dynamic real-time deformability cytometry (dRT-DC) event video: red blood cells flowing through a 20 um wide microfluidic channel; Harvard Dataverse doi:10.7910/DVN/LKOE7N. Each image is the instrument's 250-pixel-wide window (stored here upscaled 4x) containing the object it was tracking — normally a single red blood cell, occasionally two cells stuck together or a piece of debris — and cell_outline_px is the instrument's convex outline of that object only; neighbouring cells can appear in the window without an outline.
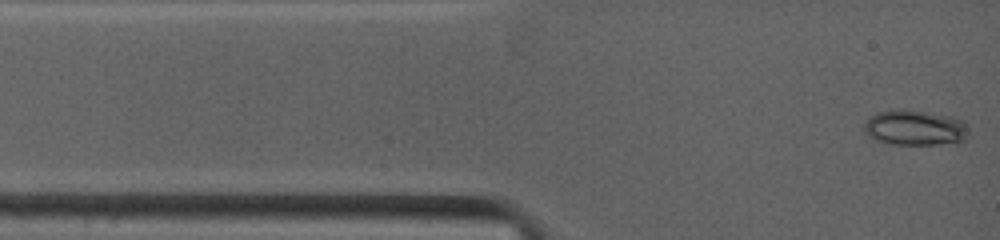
{"species": "common noctule bat (a hibernating species)", "species_latin": "Nyctalus noctula", "temperature_condition": "warm", "stored_images_in_passage": 69, "segment_of_instrument_passage": [1, 2], "camera_frame_rate_fps": 4500, "um_per_image_px": 0.085, "animal": {"sex": "female", "body_mass_g": 19.0, "forearm_length_mm": 53.3}, "frame": {"image": 1, "passage_image": 1, "time_ms": 0.0, "image_size_px": [1000, 240], "cell_outline_px": [[968, 136], [964, 140], [936, 144], [888, 144], [876, 140], [868, 136], [864, 132], [864, 120], [880, 112], [896, 108], [904, 108], [952, 116], [964, 120]], "centroid_in_image_um": [77.73, 10.84], "position_along_channel_um": 7.3, "area_um2": 21.68}}
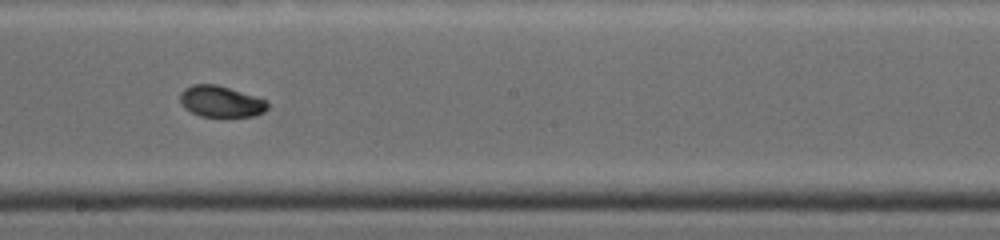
{"frame": {"image": 2, "passage_image": 24, "time_ms": 6.667, "image_size_px": [1000, 240], "cell_outline_px": [[268, 108], [264, 112], [256, 116], [224, 120], [200, 116], [184, 108], [180, 100], [180, 92], [184, 88], [192, 84], [216, 84], [268, 100]], "centroid_in_image_um": [18.8, 8.69], "position_along_channel_um": 229.4, "area_um2": 16.76}}
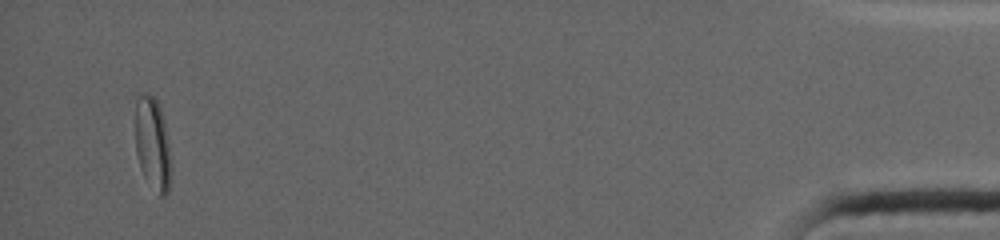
{"frame": {"image": 3, "passage_image": 61, "time_ms": 14.667, "image_size_px": [1000, 240], "cell_outline_px": [[172, 172], [168, 192], [164, 196], [160, 196], [144, 176], [140, 168], [136, 152], [136, 92], [148, 92], [156, 100], [160, 108], [164, 120], [172, 164]], "centroid_in_image_um": [12.98, 12.2], "position_along_channel_um": 422.2, "area_um2": 19.59}}